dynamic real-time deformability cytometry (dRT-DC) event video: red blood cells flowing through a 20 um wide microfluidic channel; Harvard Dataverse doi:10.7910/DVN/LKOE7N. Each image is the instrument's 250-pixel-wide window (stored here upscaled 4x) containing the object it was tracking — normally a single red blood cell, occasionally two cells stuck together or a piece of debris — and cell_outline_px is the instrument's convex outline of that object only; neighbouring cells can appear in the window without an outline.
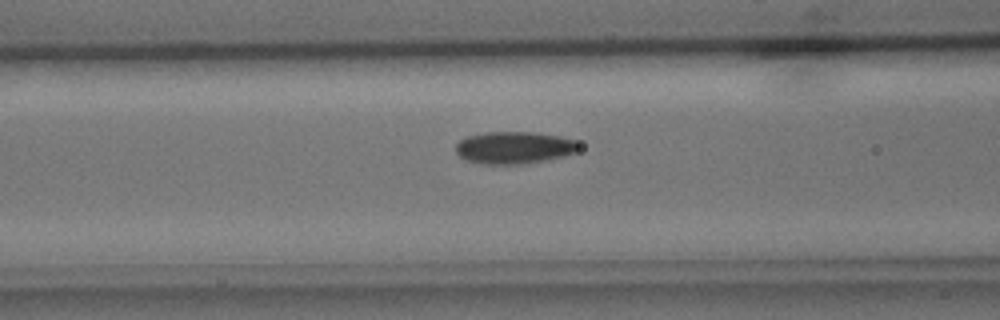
{"species": "common noctule bat (a hibernating species)", "species_latin": "Nyctalus noctula", "temperature_condition": "cold", "stored_images_in_passage": 40, "camera_frame_rate_fps": 3000, "um_per_image_px": 0.085, "animal": {"sex": "male", "body_mass_g": 15.6}, "frame": {"image": 1, "passage_image": 13, "time_ms": 4.0, "image_size_px": [1000, 320], "cell_outline_px": [[580, 148], [576, 152], [564, 156], [544, 160], [520, 164], [480, 164], [468, 160], [460, 156], [456, 152], [456, 144], [460, 140], [468, 136], [488, 132], [532, 132], [560, 136], [580, 140]], "centroid_in_image_um": [43.76, 12.54], "position_along_channel_um": 122.8, "area_um2": 23.18}}
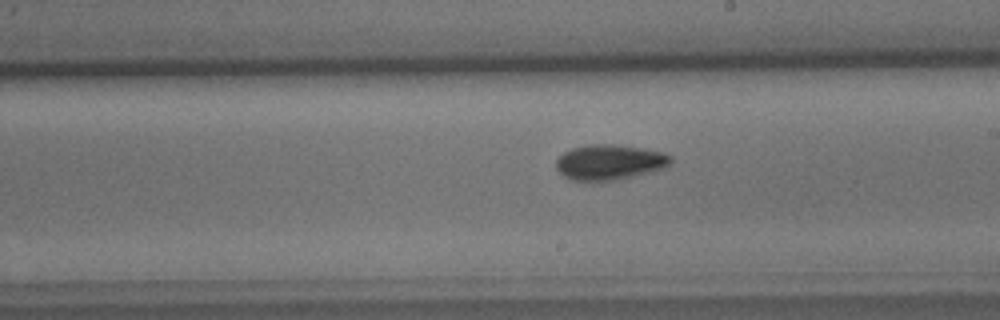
{"frame": {"image": 2, "passage_image": 22, "time_ms": 7.0, "image_size_px": [1000, 320], "cell_outline_px": [[672, 164], [664, 168], [620, 180], [600, 184], [572, 180], [564, 176], [556, 168], [556, 160], [564, 152], [572, 148], [588, 144], [612, 144], [640, 148], [664, 152], [672, 156]], "centroid_in_image_um": [51.81, 13.83], "position_along_channel_um": 237.2, "area_um2": 24.28}}
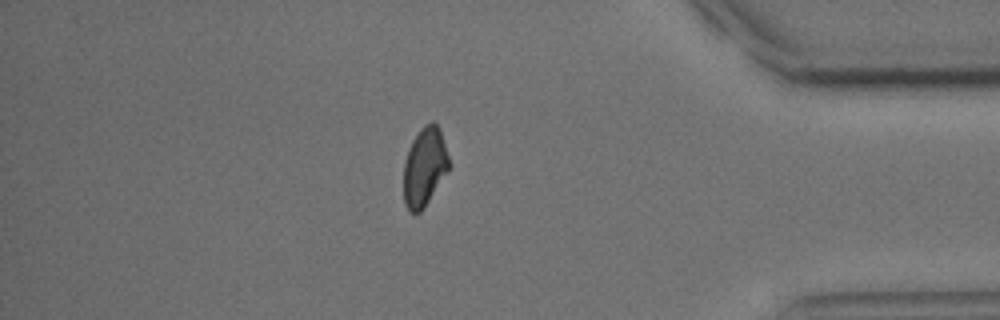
{"frame": {"image": 3, "passage_image": 37, "time_ms": 12.0, "image_size_px": [1000, 320], "cell_outline_px": [[448, 172], [424, 208], [420, 212], [408, 212], [404, 204], [404, 160], [408, 148], [412, 140], [420, 128], [424, 124], [432, 120], [440, 128], [448, 156]], "centroid_in_image_um": [36.07, 14.18], "position_along_channel_um": 399.1, "area_um2": 20.98}}